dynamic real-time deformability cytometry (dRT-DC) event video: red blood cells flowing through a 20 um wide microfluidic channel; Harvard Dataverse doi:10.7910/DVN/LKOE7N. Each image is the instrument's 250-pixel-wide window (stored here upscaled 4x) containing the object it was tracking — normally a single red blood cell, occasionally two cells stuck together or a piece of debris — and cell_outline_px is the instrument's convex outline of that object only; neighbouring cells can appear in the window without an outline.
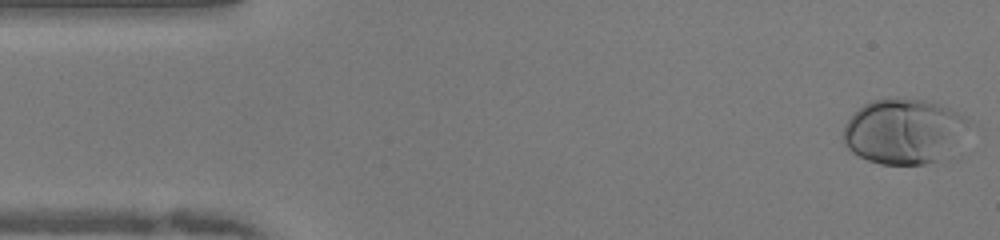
{"species": "human", "species_latin": "Homo sapiens", "temperature_condition": "warm", "stored_images_in_passage": 49, "camera_frame_rate_fps": 3000, "um_per_image_px": 0.085, "donor": {"sex": "female"}, "frame": {"image": 1, "passage_image": 1, "time_ms": 0.0, "image_size_px": [1000, 240], "cell_outline_px": [[972, 120], [940, 160], [924, 164], [880, 164], [868, 160], [852, 152], [844, 144], [844, 128], [848, 120], [864, 104], [872, 100], [896, 96], [928, 100], [940, 104], [968, 116]], "centroid_in_image_um": [76.8, 11.11], "position_along_channel_um": 8.2, "area_um2": 47.28}}
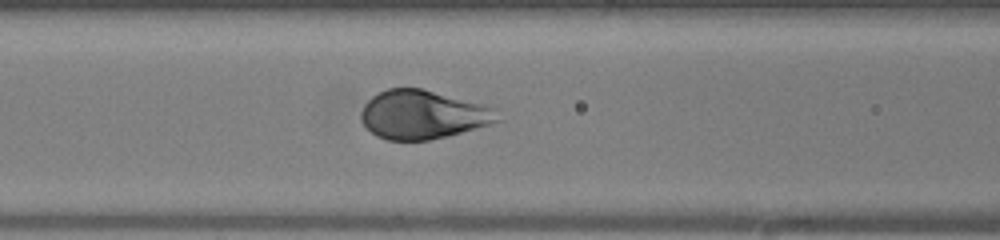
{"frame": {"image": 2, "passage_image": 19, "time_ms": 6.0, "image_size_px": [1000, 240], "cell_outline_px": [[500, 120], [488, 124], [448, 136], [428, 140], [388, 140], [376, 136], [360, 120], [360, 112], [364, 104], [372, 96], [388, 88], [420, 88], [484, 104], [496, 108]], "centroid_in_image_um": [35.92, 9.74], "position_along_channel_um": 130.7, "area_um2": 38.55}}
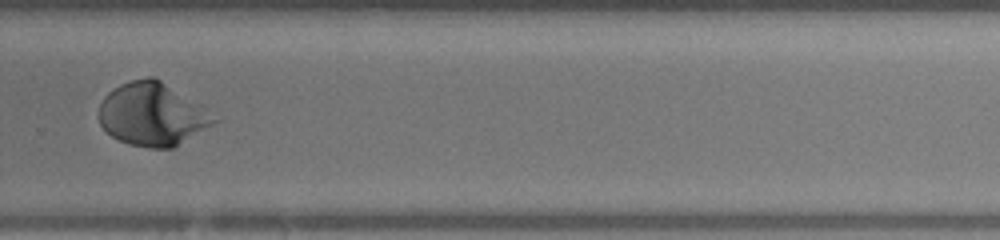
{"frame": {"image": 3, "passage_image": 33, "time_ms": 10.667, "image_size_px": [1000, 240], "cell_outline_px": [[220, 120], [172, 148], [148, 148], [128, 144], [112, 136], [100, 124], [100, 104], [104, 96], [108, 92], [120, 84], [132, 80], [148, 76], [152, 76], [160, 80]], "centroid_in_image_um": [12.9, 9.73], "position_along_channel_um": 316.9, "area_um2": 41.27}, "authors_computed_cell_mechanics": {"area_um2": 40.9224, "velocity_mm_per_s": 3.9984, "shape_relaxation_time_tau1_ms": 3.0361, "shape_relaxation_time_tau2_ms": null, "deformation_change_tau1": 0.1987, "deformation_change_tau2": null}}